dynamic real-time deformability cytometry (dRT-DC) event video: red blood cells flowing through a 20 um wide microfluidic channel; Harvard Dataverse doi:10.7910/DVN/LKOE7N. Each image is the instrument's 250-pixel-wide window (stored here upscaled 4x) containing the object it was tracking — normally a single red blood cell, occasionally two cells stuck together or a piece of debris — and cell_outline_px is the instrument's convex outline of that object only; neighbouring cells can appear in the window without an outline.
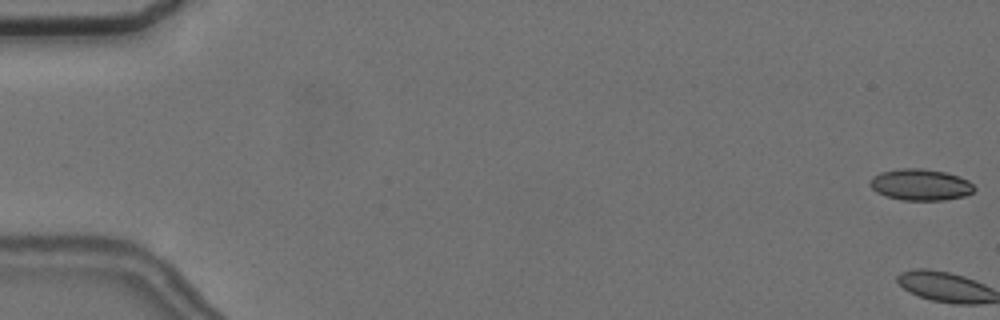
{"species": "common noctule bat (a hibernating species)", "species_latin": "Nyctalus noctula", "temperature_condition": "cold", "stored_images_in_passage": 3, "camera_frame_rate_fps": 3000, "um_per_image_px": 0.085, "animal": {"sex": "female", "body_mass_g": 24.6, "forearm_length_mm": 56.2}, "frame": {"image": 1, "passage_image": 1, "time_ms": 0.0, "image_size_px": [1000, 320], "cell_outline_px": [[976, 188], [972, 192], [964, 196], [944, 200], [900, 200], [876, 192], [868, 184], [872, 176], [880, 172], [900, 168], [924, 168], [944, 172], [960, 176], [968, 180]], "centroid_in_image_um": [78.23, 15.69], "position_along_channel_um": 6.8, "area_um2": 19.19}}